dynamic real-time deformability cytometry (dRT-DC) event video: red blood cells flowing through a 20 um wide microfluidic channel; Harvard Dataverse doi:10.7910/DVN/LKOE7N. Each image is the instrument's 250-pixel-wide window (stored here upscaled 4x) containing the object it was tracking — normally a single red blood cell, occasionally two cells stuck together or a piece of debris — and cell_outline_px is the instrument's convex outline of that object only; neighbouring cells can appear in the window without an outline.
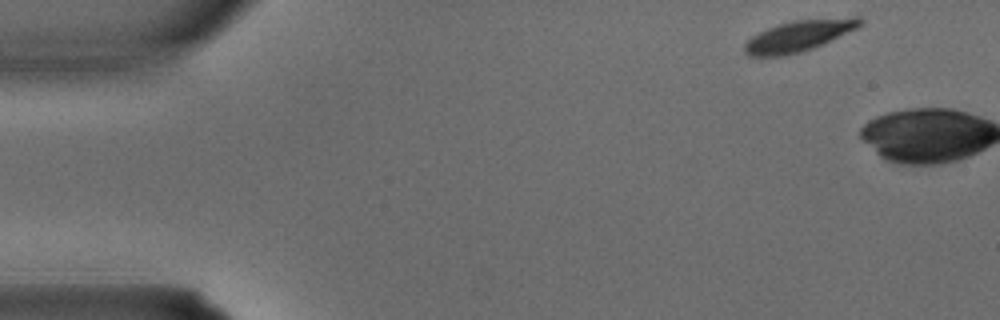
{"species": "common noctule bat (a hibernating species)", "species_latin": "Nyctalus noctula", "temperature_condition": "warm", "stored_images_in_passage": 3, "camera_frame_rate_fps": 3000, "um_per_image_px": 0.085, "animal": {"sex": "male", "body_mass_g": 15.6}, "frame": {"image": 1, "passage_image": 1, "time_ms": 0.0, "image_size_px": [1000, 320], "cell_outline_px": [[864, 24], [856, 28], [812, 48], [800, 52], [784, 56], [748, 56], [744, 52], [744, 44], [752, 36], [768, 28], [792, 20], [852, 16], [860, 16], [864, 20]], "centroid_in_image_um": [67.93, 3.02], "position_along_channel_um": 17.1, "area_um2": 20.87}}